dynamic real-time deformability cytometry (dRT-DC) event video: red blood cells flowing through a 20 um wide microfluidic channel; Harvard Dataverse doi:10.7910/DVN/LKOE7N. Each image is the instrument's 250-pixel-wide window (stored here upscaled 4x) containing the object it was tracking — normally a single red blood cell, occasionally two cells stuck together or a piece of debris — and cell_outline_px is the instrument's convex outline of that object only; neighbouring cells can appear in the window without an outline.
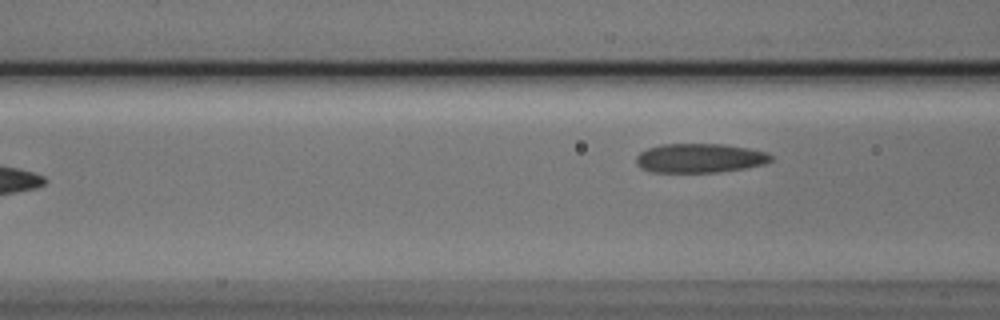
{"species": "Egyptian fruit bat (a non-hibernating species)", "species_latin": "Rousettus aegyptiacus", "temperature_condition": "cold", "stored_images_in_passage": 4, "camera_frame_rate_fps": 3000, "um_per_image_px": 0.085, "animal": {"sex": "male"}, "frame": {"image": 1, "passage_image": 4, "time_ms": 1.0, "image_size_px": [1000, 320], "cell_outline_px": [[772, 160], [764, 164], [744, 168], [716, 172], [652, 172], [640, 168], [636, 164], [636, 156], [640, 152], [648, 148], [660, 144], [724, 144], [748, 148], [768, 152], [772, 156]], "centroid_in_image_um": [59.46, 13.43], "position_along_channel_um": 107.1, "area_um2": 23.0}}